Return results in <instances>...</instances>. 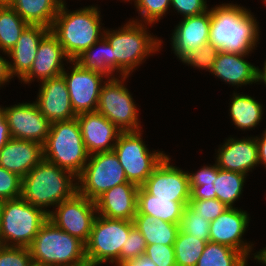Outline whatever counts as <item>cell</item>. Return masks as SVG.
Instances as JSON below:
<instances>
[{"mask_svg":"<svg viewBox=\"0 0 266 266\" xmlns=\"http://www.w3.org/2000/svg\"><path fill=\"white\" fill-rule=\"evenodd\" d=\"M257 19L247 8L220 4L211 8L209 42L220 51L250 54L259 41Z\"/></svg>","mask_w":266,"mask_h":266,"instance_id":"cell-1","label":"cell"},{"mask_svg":"<svg viewBox=\"0 0 266 266\" xmlns=\"http://www.w3.org/2000/svg\"><path fill=\"white\" fill-rule=\"evenodd\" d=\"M66 6V2L61 4L50 31L69 60L74 61L104 36L105 29H101V12L97 6L89 5L75 11H69Z\"/></svg>","mask_w":266,"mask_h":266,"instance_id":"cell-2","label":"cell"},{"mask_svg":"<svg viewBox=\"0 0 266 266\" xmlns=\"http://www.w3.org/2000/svg\"><path fill=\"white\" fill-rule=\"evenodd\" d=\"M76 181L72 172L43 159L22 178L20 197L49 214L46 208L56 207L77 192Z\"/></svg>","mask_w":266,"mask_h":266,"instance_id":"cell-3","label":"cell"},{"mask_svg":"<svg viewBox=\"0 0 266 266\" xmlns=\"http://www.w3.org/2000/svg\"><path fill=\"white\" fill-rule=\"evenodd\" d=\"M147 25L130 19L117 30L104 31V37L112 47L116 75L129 76L145 62L144 59L159 52L163 41L148 33Z\"/></svg>","mask_w":266,"mask_h":266,"instance_id":"cell-4","label":"cell"},{"mask_svg":"<svg viewBox=\"0 0 266 266\" xmlns=\"http://www.w3.org/2000/svg\"><path fill=\"white\" fill-rule=\"evenodd\" d=\"M39 266H88L85 244L47 219L28 247Z\"/></svg>","mask_w":266,"mask_h":266,"instance_id":"cell-5","label":"cell"},{"mask_svg":"<svg viewBox=\"0 0 266 266\" xmlns=\"http://www.w3.org/2000/svg\"><path fill=\"white\" fill-rule=\"evenodd\" d=\"M43 156L44 160L72 172L76 177L82 172L89 154L77 118L51 123L43 144Z\"/></svg>","mask_w":266,"mask_h":266,"instance_id":"cell-6","label":"cell"},{"mask_svg":"<svg viewBox=\"0 0 266 266\" xmlns=\"http://www.w3.org/2000/svg\"><path fill=\"white\" fill-rule=\"evenodd\" d=\"M48 219L44 210L23 198L3 201L0 241L3 246L29 247Z\"/></svg>","mask_w":266,"mask_h":266,"instance_id":"cell-7","label":"cell"},{"mask_svg":"<svg viewBox=\"0 0 266 266\" xmlns=\"http://www.w3.org/2000/svg\"><path fill=\"white\" fill-rule=\"evenodd\" d=\"M133 227V221L109 219L97 214L85 244L88 266H100L102 263L120 266V253Z\"/></svg>","mask_w":266,"mask_h":266,"instance_id":"cell-8","label":"cell"},{"mask_svg":"<svg viewBox=\"0 0 266 266\" xmlns=\"http://www.w3.org/2000/svg\"><path fill=\"white\" fill-rule=\"evenodd\" d=\"M139 131L121 132L113 151L124 169L128 182L141 187L154 169L167 156L163 151L149 152Z\"/></svg>","mask_w":266,"mask_h":266,"instance_id":"cell-9","label":"cell"},{"mask_svg":"<svg viewBox=\"0 0 266 266\" xmlns=\"http://www.w3.org/2000/svg\"><path fill=\"white\" fill-rule=\"evenodd\" d=\"M128 179L114 151L89 155L88 161L77 176V192L95 201L116 185Z\"/></svg>","mask_w":266,"mask_h":266,"instance_id":"cell-10","label":"cell"},{"mask_svg":"<svg viewBox=\"0 0 266 266\" xmlns=\"http://www.w3.org/2000/svg\"><path fill=\"white\" fill-rule=\"evenodd\" d=\"M128 77L118 75L103 83L96 110L122 132L139 131L142 128L138 120V106L124 84Z\"/></svg>","mask_w":266,"mask_h":266,"instance_id":"cell-11","label":"cell"},{"mask_svg":"<svg viewBox=\"0 0 266 266\" xmlns=\"http://www.w3.org/2000/svg\"><path fill=\"white\" fill-rule=\"evenodd\" d=\"M54 209L48 214V219L86 244L97 216L95 202L76 192Z\"/></svg>","mask_w":266,"mask_h":266,"instance_id":"cell-12","label":"cell"},{"mask_svg":"<svg viewBox=\"0 0 266 266\" xmlns=\"http://www.w3.org/2000/svg\"><path fill=\"white\" fill-rule=\"evenodd\" d=\"M70 72L63 71L71 105L76 114L97 110L103 84L108 77L101 73L83 69L77 62L70 61ZM104 80V81H103Z\"/></svg>","mask_w":266,"mask_h":266,"instance_id":"cell-13","label":"cell"},{"mask_svg":"<svg viewBox=\"0 0 266 266\" xmlns=\"http://www.w3.org/2000/svg\"><path fill=\"white\" fill-rule=\"evenodd\" d=\"M142 187L152 195V199L190 201L187 171L171 165L169 155L154 169Z\"/></svg>","mask_w":266,"mask_h":266,"instance_id":"cell-14","label":"cell"},{"mask_svg":"<svg viewBox=\"0 0 266 266\" xmlns=\"http://www.w3.org/2000/svg\"><path fill=\"white\" fill-rule=\"evenodd\" d=\"M4 111L12 138L44 144L51 122L44 117L35 102L4 107Z\"/></svg>","mask_w":266,"mask_h":266,"instance_id":"cell-15","label":"cell"},{"mask_svg":"<svg viewBox=\"0 0 266 266\" xmlns=\"http://www.w3.org/2000/svg\"><path fill=\"white\" fill-rule=\"evenodd\" d=\"M249 214L238 207L228 208L210 223V241L226 245L242 252L249 258L254 244L245 241L249 225Z\"/></svg>","mask_w":266,"mask_h":266,"instance_id":"cell-16","label":"cell"},{"mask_svg":"<svg viewBox=\"0 0 266 266\" xmlns=\"http://www.w3.org/2000/svg\"><path fill=\"white\" fill-rule=\"evenodd\" d=\"M39 83H41L39 92L34 102L49 122L76 118L77 114L72 108L67 84L62 74Z\"/></svg>","mask_w":266,"mask_h":266,"instance_id":"cell-17","label":"cell"},{"mask_svg":"<svg viewBox=\"0 0 266 266\" xmlns=\"http://www.w3.org/2000/svg\"><path fill=\"white\" fill-rule=\"evenodd\" d=\"M76 118L89 155L113 151L122 132L118 127L97 111L80 113Z\"/></svg>","mask_w":266,"mask_h":266,"instance_id":"cell-18","label":"cell"},{"mask_svg":"<svg viewBox=\"0 0 266 266\" xmlns=\"http://www.w3.org/2000/svg\"><path fill=\"white\" fill-rule=\"evenodd\" d=\"M211 9L205 13L184 17L171 34V46L177 59L209 42Z\"/></svg>","mask_w":266,"mask_h":266,"instance_id":"cell-19","label":"cell"},{"mask_svg":"<svg viewBox=\"0 0 266 266\" xmlns=\"http://www.w3.org/2000/svg\"><path fill=\"white\" fill-rule=\"evenodd\" d=\"M70 62L62 45L51 31L41 40L30 71L20 80L30 84L37 78L38 82L61 75L64 61Z\"/></svg>","mask_w":266,"mask_h":266,"instance_id":"cell-20","label":"cell"},{"mask_svg":"<svg viewBox=\"0 0 266 266\" xmlns=\"http://www.w3.org/2000/svg\"><path fill=\"white\" fill-rule=\"evenodd\" d=\"M215 154V162L220 169L240 172L247 176L248 172L259 165L256 137L239 140L230 136Z\"/></svg>","mask_w":266,"mask_h":266,"instance_id":"cell-21","label":"cell"},{"mask_svg":"<svg viewBox=\"0 0 266 266\" xmlns=\"http://www.w3.org/2000/svg\"><path fill=\"white\" fill-rule=\"evenodd\" d=\"M139 187L127 182L114 186L94 202L97 214L109 219L133 221L137 213Z\"/></svg>","mask_w":266,"mask_h":266,"instance_id":"cell-22","label":"cell"},{"mask_svg":"<svg viewBox=\"0 0 266 266\" xmlns=\"http://www.w3.org/2000/svg\"><path fill=\"white\" fill-rule=\"evenodd\" d=\"M43 159V145L35 141L11 138L0 150V166L22 178Z\"/></svg>","mask_w":266,"mask_h":266,"instance_id":"cell-23","label":"cell"},{"mask_svg":"<svg viewBox=\"0 0 266 266\" xmlns=\"http://www.w3.org/2000/svg\"><path fill=\"white\" fill-rule=\"evenodd\" d=\"M49 32L50 29L42 25H28L24 29L15 46L6 54L12 59L8 61L12 78L17 76L21 80L30 71L38 46Z\"/></svg>","mask_w":266,"mask_h":266,"instance_id":"cell-24","label":"cell"},{"mask_svg":"<svg viewBox=\"0 0 266 266\" xmlns=\"http://www.w3.org/2000/svg\"><path fill=\"white\" fill-rule=\"evenodd\" d=\"M246 55L219 51L210 73L238 88L257 83L259 68L245 60Z\"/></svg>","mask_w":266,"mask_h":266,"instance_id":"cell-25","label":"cell"},{"mask_svg":"<svg viewBox=\"0 0 266 266\" xmlns=\"http://www.w3.org/2000/svg\"><path fill=\"white\" fill-rule=\"evenodd\" d=\"M189 201H172V199H152L142 186L137 195V213L153 216L168 223L180 224L183 209Z\"/></svg>","mask_w":266,"mask_h":266,"instance_id":"cell-26","label":"cell"},{"mask_svg":"<svg viewBox=\"0 0 266 266\" xmlns=\"http://www.w3.org/2000/svg\"><path fill=\"white\" fill-rule=\"evenodd\" d=\"M134 227L143 235L147 245L173 246L180 224L168 223L153 216L136 213Z\"/></svg>","mask_w":266,"mask_h":266,"instance_id":"cell-27","label":"cell"},{"mask_svg":"<svg viewBox=\"0 0 266 266\" xmlns=\"http://www.w3.org/2000/svg\"><path fill=\"white\" fill-rule=\"evenodd\" d=\"M62 2L60 0H14L10 5L29 25L51 28Z\"/></svg>","mask_w":266,"mask_h":266,"instance_id":"cell-28","label":"cell"},{"mask_svg":"<svg viewBox=\"0 0 266 266\" xmlns=\"http://www.w3.org/2000/svg\"><path fill=\"white\" fill-rule=\"evenodd\" d=\"M97 50V51H96ZM83 69L95 71L108 78H115L112 47L103 36L75 60Z\"/></svg>","mask_w":266,"mask_h":266,"instance_id":"cell-29","label":"cell"},{"mask_svg":"<svg viewBox=\"0 0 266 266\" xmlns=\"http://www.w3.org/2000/svg\"><path fill=\"white\" fill-rule=\"evenodd\" d=\"M230 103V118L239 129H254L262 120L263 106L254 97L233 92Z\"/></svg>","mask_w":266,"mask_h":266,"instance_id":"cell-30","label":"cell"},{"mask_svg":"<svg viewBox=\"0 0 266 266\" xmlns=\"http://www.w3.org/2000/svg\"><path fill=\"white\" fill-rule=\"evenodd\" d=\"M248 258L240 251L215 242H207L196 266H247Z\"/></svg>","mask_w":266,"mask_h":266,"instance_id":"cell-31","label":"cell"},{"mask_svg":"<svg viewBox=\"0 0 266 266\" xmlns=\"http://www.w3.org/2000/svg\"><path fill=\"white\" fill-rule=\"evenodd\" d=\"M247 175L219 168L213 182L216 198L228 208H234V202L242 195Z\"/></svg>","mask_w":266,"mask_h":266,"instance_id":"cell-32","label":"cell"},{"mask_svg":"<svg viewBox=\"0 0 266 266\" xmlns=\"http://www.w3.org/2000/svg\"><path fill=\"white\" fill-rule=\"evenodd\" d=\"M29 24L11 6H0V51L7 54Z\"/></svg>","mask_w":266,"mask_h":266,"instance_id":"cell-33","label":"cell"},{"mask_svg":"<svg viewBox=\"0 0 266 266\" xmlns=\"http://www.w3.org/2000/svg\"><path fill=\"white\" fill-rule=\"evenodd\" d=\"M206 242L179 230L173 244L176 266H196Z\"/></svg>","mask_w":266,"mask_h":266,"instance_id":"cell-34","label":"cell"},{"mask_svg":"<svg viewBox=\"0 0 266 266\" xmlns=\"http://www.w3.org/2000/svg\"><path fill=\"white\" fill-rule=\"evenodd\" d=\"M210 221L199 215L189 204L183 209L180 229L198 240L210 241Z\"/></svg>","mask_w":266,"mask_h":266,"instance_id":"cell-35","label":"cell"},{"mask_svg":"<svg viewBox=\"0 0 266 266\" xmlns=\"http://www.w3.org/2000/svg\"><path fill=\"white\" fill-rule=\"evenodd\" d=\"M134 1L136 11L141 18L132 21L149 24H156L162 17L166 16V12L171 8V0H131ZM142 19V20H141Z\"/></svg>","mask_w":266,"mask_h":266,"instance_id":"cell-36","label":"cell"},{"mask_svg":"<svg viewBox=\"0 0 266 266\" xmlns=\"http://www.w3.org/2000/svg\"><path fill=\"white\" fill-rule=\"evenodd\" d=\"M219 51L212 43L208 42L194 52L188 53L181 61L192 67L211 72Z\"/></svg>","mask_w":266,"mask_h":266,"instance_id":"cell-37","label":"cell"},{"mask_svg":"<svg viewBox=\"0 0 266 266\" xmlns=\"http://www.w3.org/2000/svg\"><path fill=\"white\" fill-rule=\"evenodd\" d=\"M147 247L143 235L133 227L120 253V266L145 254Z\"/></svg>","mask_w":266,"mask_h":266,"instance_id":"cell-38","label":"cell"},{"mask_svg":"<svg viewBox=\"0 0 266 266\" xmlns=\"http://www.w3.org/2000/svg\"><path fill=\"white\" fill-rule=\"evenodd\" d=\"M28 247L2 246L0 248V266H32Z\"/></svg>","mask_w":266,"mask_h":266,"instance_id":"cell-39","label":"cell"},{"mask_svg":"<svg viewBox=\"0 0 266 266\" xmlns=\"http://www.w3.org/2000/svg\"><path fill=\"white\" fill-rule=\"evenodd\" d=\"M22 177L0 166V199L11 200L21 196Z\"/></svg>","mask_w":266,"mask_h":266,"instance_id":"cell-40","label":"cell"},{"mask_svg":"<svg viewBox=\"0 0 266 266\" xmlns=\"http://www.w3.org/2000/svg\"><path fill=\"white\" fill-rule=\"evenodd\" d=\"M189 205L208 221H214L228 207L217 198L190 200Z\"/></svg>","mask_w":266,"mask_h":266,"instance_id":"cell-41","label":"cell"},{"mask_svg":"<svg viewBox=\"0 0 266 266\" xmlns=\"http://www.w3.org/2000/svg\"><path fill=\"white\" fill-rule=\"evenodd\" d=\"M144 255L149 257L156 266H176L173 246L147 245Z\"/></svg>","mask_w":266,"mask_h":266,"instance_id":"cell-42","label":"cell"},{"mask_svg":"<svg viewBox=\"0 0 266 266\" xmlns=\"http://www.w3.org/2000/svg\"><path fill=\"white\" fill-rule=\"evenodd\" d=\"M172 6L183 18L196 16L208 11L206 0H171Z\"/></svg>","mask_w":266,"mask_h":266,"instance_id":"cell-43","label":"cell"},{"mask_svg":"<svg viewBox=\"0 0 266 266\" xmlns=\"http://www.w3.org/2000/svg\"><path fill=\"white\" fill-rule=\"evenodd\" d=\"M218 171L219 167L216 162L214 165L201 167L196 173L187 171L189 186H214L213 182L216 180Z\"/></svg>","mask_w":266,"mask_h":266,"instance_id":"cell-44","label":"cell"},{"mask_svg":"<svg viewBox=\"0 0 266 266\" xmlns=\"http://www.w3.org/2000/svg\"><path fill=\"white\" fill-rule=\"evenodd\" d=\"M216 198L214 186H190V200Z\"/></svg>","mask_w":266,"mask_h":266,"instance_id":"cell-45","label":"cell"},{"mask_svg":"<svg viewBox=\"0 0 266 266\" xmlns=\"http://www.w3.org/2000/svg\"><path fill=\"white\" fill-rule=\"evenodd\" d=\"M11 134L6 120V114L4 107L0 105V150L6 145L11 139Z\"/></svg>","mask_w":266,"mask_h":266,"instance_id":"cell-46","label":"cell"},{"mask_svg":"<svg viewBox=\"0 0 266 266\" xmlns=\"http://www.w3.org/2000/svg\"><path fill=\"white\" fill-rule=\"evenodd\" d=\"M256 141L259 164H263L266 168V129L263 131L261 138L256 136Z\"/></svg>","mask_w":266,"mask_h":266,"instance_id":"cell-47","label":"cell"},{"mask_svg":"<svg viewBox=\"0 0 266 266\" xmlns=\"http://www.w3.org/2000/svg\"><path fill=\"white\" fill-rule=\"evenodd\" d=\"M8 61L9 60L2 57V55L0 56V87L4 86L6 82L12 79Z\"/></svg>","mask_w":266,"mask_h":266,"instance_id":"cell-48","label":"cell"},{"mask_svg":"<svg viewBox=\"0 0 266 266\" xmlns=\"http://www.w3.org/2000/svg\"><path fill=\"white\" fill-rule=\"evenodd\" d=\"M122 266H156L149 257L142 255L138 258H134Z\"/></svg>","mask_w":266,"mask_h":266,"instance_id":"cell-49","label":"cell"},{"mask_svg":"<svg viewBox=\"0 0 266 266\" xmlns=\"http://www.w3.org/2000/svg\"><path fill=\"white\" fill-rule=\"evenodd\" d=\"M254 255V260H257V262H261L262 264H265L266 266V247L263 249H260Z\"/></svg>","mask_w":266,"mask_h":266,"instance_id":"cell-50","label":"cell"},{"mask_svg":"<svg viewBox=\"0 0 266 266\" xmlns=\"http://www.w3.org/2000/svg\"><path fill=\"white\" fill-rule=\"evenodd\" d=\"M263 69H258V82L266 85V60ZM263 70V71H262Z\"/></svg>","mask_w":266,"mask_h":266,"instance_id":"cell-51","label":"cell"},{"mask_svg":"<svg viewBox=\"0 0 266 266\" xmlns=\"http://www.w3.org/2000/svg\"><path fill=\"white\" fill-rule=\"evenodd\" d=\"M14 0H0V6H10Z\"/></svg>","mask_w":266,"mask_h":266,"instance_id":"cell-52","label":"cell"},{"mask_svg":"<svg viewBox=\"0 0 266 266\" xmlns=\"http://www.w3.org/2000/svg\"><path fill=\"white\" fill-rule=\"evenodd\" d=\"M3 207V200L0 199V224H1V212Z\"/></svg>","mask_w":266,"mask_h":266,"instance_id":"cell-53","label":"cell"}]
</instances>
